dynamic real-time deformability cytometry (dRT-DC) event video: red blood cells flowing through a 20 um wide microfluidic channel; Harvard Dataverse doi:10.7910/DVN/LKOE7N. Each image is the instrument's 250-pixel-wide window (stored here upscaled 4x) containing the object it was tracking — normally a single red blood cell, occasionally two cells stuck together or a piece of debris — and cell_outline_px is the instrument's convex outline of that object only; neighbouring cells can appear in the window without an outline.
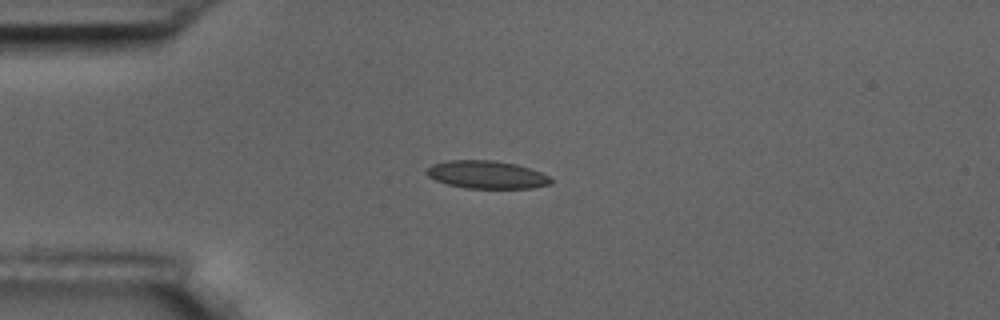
{"species": "common noctule bat (a hibernating species)", "species_latin": "Nyctalus noctula", "temperature_condition": "room temperature", "stored_images_in_passage": 4, "camera_frame_rate_fps": 3000, "um_per_image_px": 0.085, "animal": {"sex": "male", "body_mass_g": 17.5, "forearm_length_mm": 52.3}, "frame": {"image": 1, "passage_image": 2, "time_ms": 2.333, "image_size_px": [1000, 320], "cell_outline_px": [[552, 184], [532, 188], [464, 188], [448, 184], [436, 180], [428, 176], [424, 172], [424, 168], [432, 164], [448, 160], [492, 160], [516, 164], [540, 172], [548, 176], [552, 180]], "centroid_in_image_um": [41.32, 14.84], "position_along_channel_um": 43.7, "area_um2": 20.23}}